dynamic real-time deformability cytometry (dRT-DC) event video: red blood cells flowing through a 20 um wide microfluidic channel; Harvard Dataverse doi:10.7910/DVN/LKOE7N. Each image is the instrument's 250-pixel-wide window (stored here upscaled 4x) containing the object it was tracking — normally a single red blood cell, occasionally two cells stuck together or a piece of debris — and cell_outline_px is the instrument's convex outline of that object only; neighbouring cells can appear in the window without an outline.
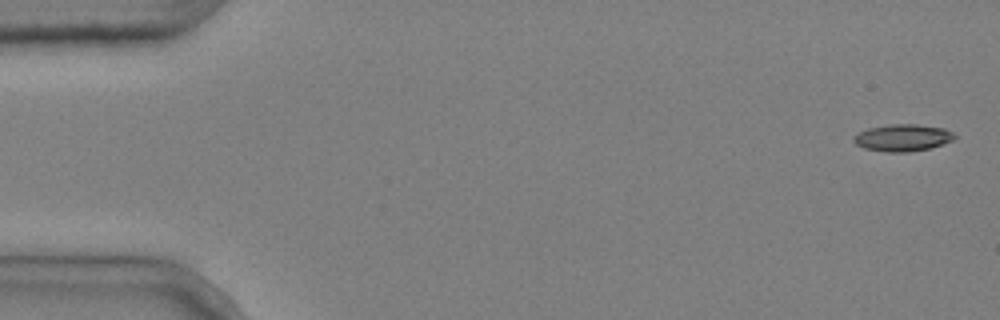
{"species": "common noctule bat (a hibernating species)", "species_latin": "Nyctalus noctula", "temperature_condition": "cold", "stored_images_in_passage": 5, "camera_frame_rate_fps": 3000, "um_per_image_px": 0.085, "animal": {"sex": "male", "body_mass_g": 20.4}, "frame": {"image": 1, "passage_image": 1, "time_ms": 0.0, "image_size_px": [1000, 320], "cell_outline_px": [[956, 136], [952, 140], [928, 148], [908, 152], [884, 152], [864, 148], [856, 144], [852, 140], [852, 136], [868, 128], [892, 124], [916, 124], [944, 128], [952, 132]], "centroid_in_image_um": [76.68, 11.7], "position_along_channel_um": 8.3, "area_um2": 15.72}}
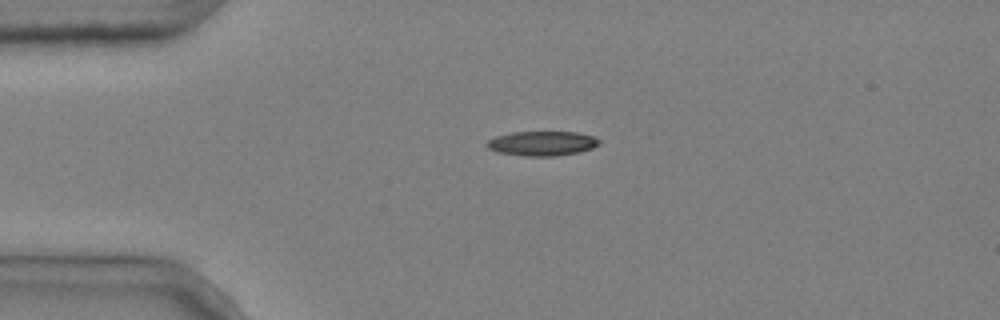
{"frame": {"image": 2, "passage_image": 4, "time_ms": 1.0, "image_size_px": [1000, 320], "cell_outline_px": [[600, 144], [592, 148], [580, 152], [556, 156], [524, 156], [496, 152], [488, 148], [484, 144], [488, 140], [496, 136], [512, 132], [576, 132], [592, 136], [600, 140]], "centroid_in_image_um": [46.06, 12.19], "position_along_channel_um": 38.9, "area_um2": 16.18}}